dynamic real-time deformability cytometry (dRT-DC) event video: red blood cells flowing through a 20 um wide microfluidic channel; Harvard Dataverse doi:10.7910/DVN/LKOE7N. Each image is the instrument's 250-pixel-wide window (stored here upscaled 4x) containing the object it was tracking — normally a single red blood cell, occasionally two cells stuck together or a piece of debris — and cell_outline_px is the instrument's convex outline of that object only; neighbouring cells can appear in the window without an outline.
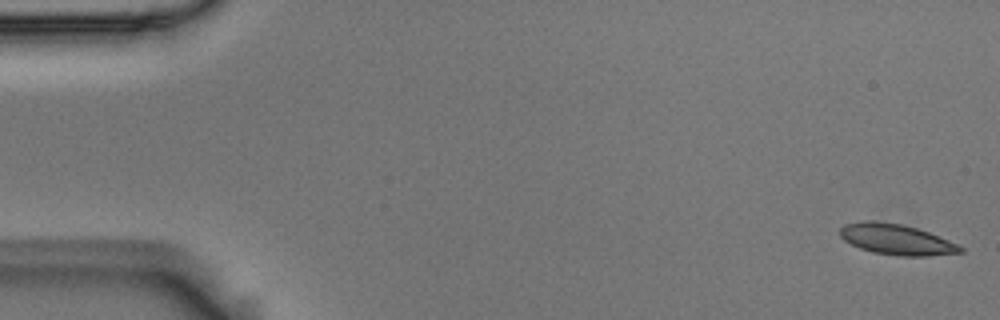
{"species": "Egyptian fruit bat (a non-hibernating species)", "species_latin": "Rousettus aegyptiacus", "temperature_condition": "room temperature", "stored_images_in_passage": 54, "camera_frame_rate_fps": 3000, "um_per_image_px": 0.085, "animal": {"sex": "male"}, "frame": {"image": 1, "passage_image": 1, "time_ms": 0.0, "image_size_px": [1000, 320], "cell_outline_px": [[964, 252], [928, 256], [896, 256], [872, 252], [860, 248], [844, 240], [840, 236], [840, 228], [844, 224], [864, 220], [872, 220], [904, 224], [928, 232], [948, 240], [964, 248]], "centroid_in_image_um": [76.17, 20.35], "position_along_channel_um": 8.8, "area_um2": 21.56}}
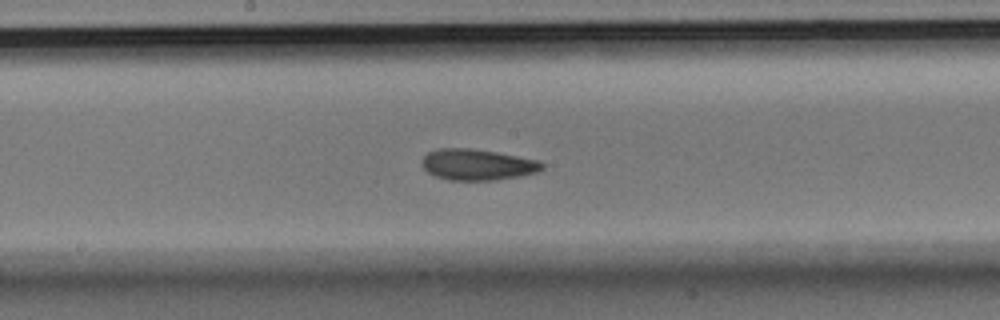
{"frame": {"image": 2, "passage_image": 28, "time_ms": 9.0, "image_size_px": [1000, 320], "cell_outline_px": [[544, 168], [536, 172], [520, 176], [496, 180], [448, 180], [436, 176], [428, 172], [420, 164], [420, 160], [428, 152], [440, 148], [468, 148], [496, 152], [536, 160], [544, 164]], "centroid_in_image_um": [40.54, 13.99], "position_along_channel_um": 207.7, "area_um2": 21.68}}
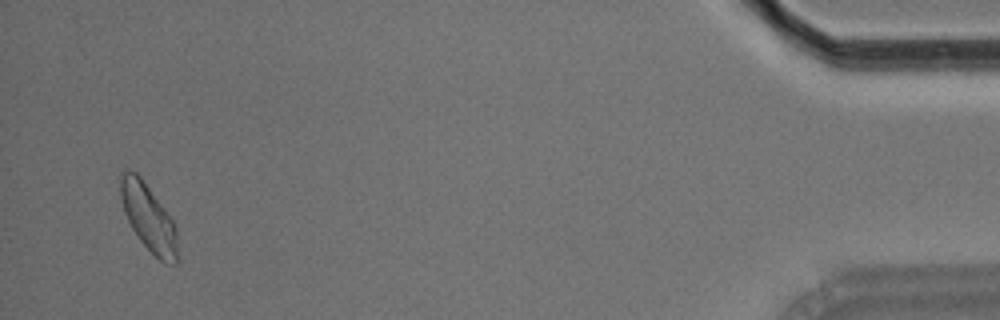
{"frame": {"image": 3, "passage_image": 52, "time_ms": 17.0, "image_size_px": [1000, 320], "cell_outline_px": [[180, 260], [176, 264], [164, 264], [140, 240], [132, 228], [124, 212], [120, 200], [120, 172], [136, 172], [140, 176], [164, 208], [172, 220], [176, 228]], "centroid_in_image_um": [12.65, 18.55], "position_along_channel_um": 422.5, "area_um2": 22.25}, "authors_computed_cell_mechanics": {"area_um2": 21.3571, "velocity_mm_per_s": 3.6973, "shape_relaxation_time_tau1_ms": 3.9486, "shape_relaxation_time_tau2_ms": 2.3412, "deformation_change_tau1": 0.126, "deformation_change_tau2": 0.0846}}